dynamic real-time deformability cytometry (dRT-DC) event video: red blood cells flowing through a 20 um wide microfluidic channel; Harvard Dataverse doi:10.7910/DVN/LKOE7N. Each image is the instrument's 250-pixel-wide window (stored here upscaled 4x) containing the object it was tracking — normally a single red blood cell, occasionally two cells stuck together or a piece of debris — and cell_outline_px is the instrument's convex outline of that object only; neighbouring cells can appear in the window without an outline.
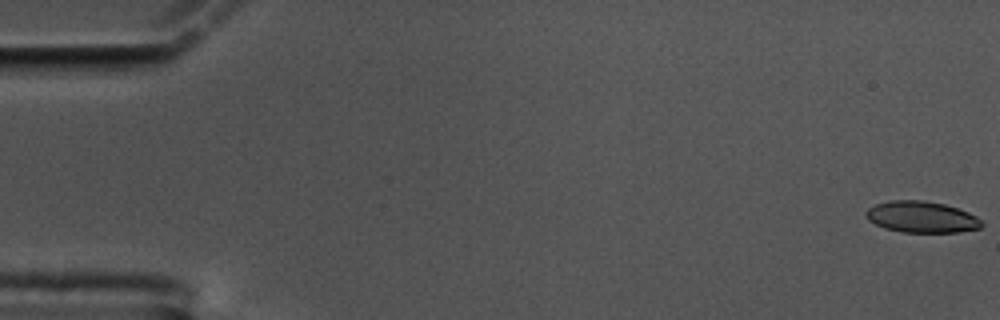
{"species": "common noctule bat (a hibernating species)", "species_latin": "Nyctalus noctula", "temperature_condition": "cold", "stored_images_in_passage": 59, "camera_frame_rate_fps": 3000, "um_per_image_px": 0.085, "animal": {"sex": "male", "body_mass_g": 17.5, "forearm_length_mm": 52.3}, "frame": {"image": 1, "passage_image": 1, "time_ms": 0.0, "image_size_px": [1000, 320], "cell_outline_px": [[984, 224], [980, 228], [960, 232], [904, 232], [884, 228], [868, 220], [864, 216], [864, 212], [868, 208], [876, 204], [892, 200], [924, 200], [944, 204], [968, 212], [976, 216]], "centroid_in_image_um": [78.32, 18.44], "position_along_channel_um": 6.7, "area_um2": 21.15}}
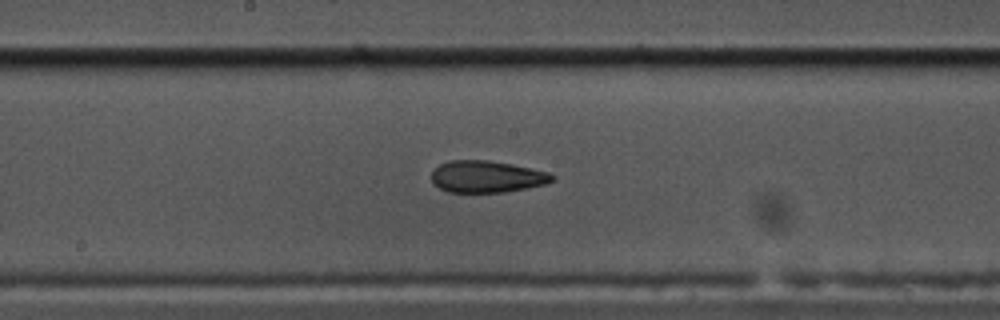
{"frame": {"image": 2, "passage_image": 31, "time_ms": 10.0, "image_size_px": [1000, 320], "cell_outline_px": [[556, 180], [544, 184], [504, 192], [448, 192], [432, 184], [432, 172], [440, 164], [448, 160], [488, 160], [512, 164], [532, 168], [548, 172], [556, 176]], "centroid_in_image_um": [41.38, 15.01], "position_along_channel_um": 206.8, "area_um2": 22.43}}
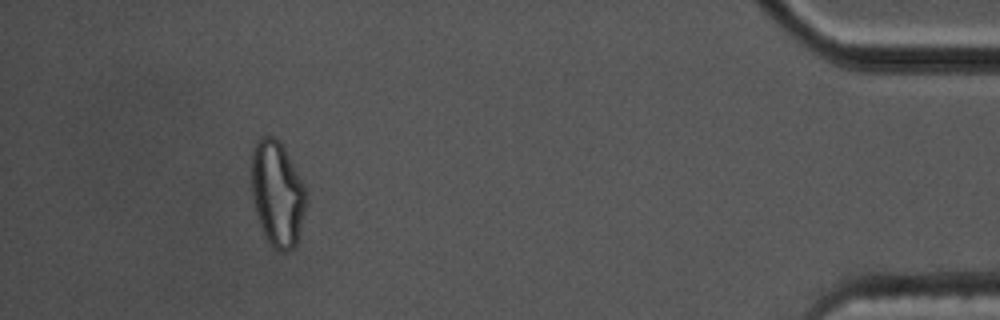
{"frame": {"image": 3, "passage_image": 54, "time_ms": 17.667, "image_size_px": [1000, 320], "cell_outline_px": [[308, 196], [296, 244], [288, 252], [280, 252], [268, 240], [260, 224], [256, 212], [252, 196], [252, 148], [256, 140], [260, 136], [272, 136], [280, 140]], "centroid_in_image_um": [23.55, 16.43], "position_along_channel_um": 411.6, "area_um2": 33.0}, "authors_computed_cell_mechanics": {"area_um2": 22.831, "velocity_mm_per_s": 3.4585, "shape_relaxation_time_tau1_ms": null, "shape_relaxation_time_tau2_ms": 3.1917, "deformation_change_tau1": null, "deformation_change_tau2": 0.1089}}